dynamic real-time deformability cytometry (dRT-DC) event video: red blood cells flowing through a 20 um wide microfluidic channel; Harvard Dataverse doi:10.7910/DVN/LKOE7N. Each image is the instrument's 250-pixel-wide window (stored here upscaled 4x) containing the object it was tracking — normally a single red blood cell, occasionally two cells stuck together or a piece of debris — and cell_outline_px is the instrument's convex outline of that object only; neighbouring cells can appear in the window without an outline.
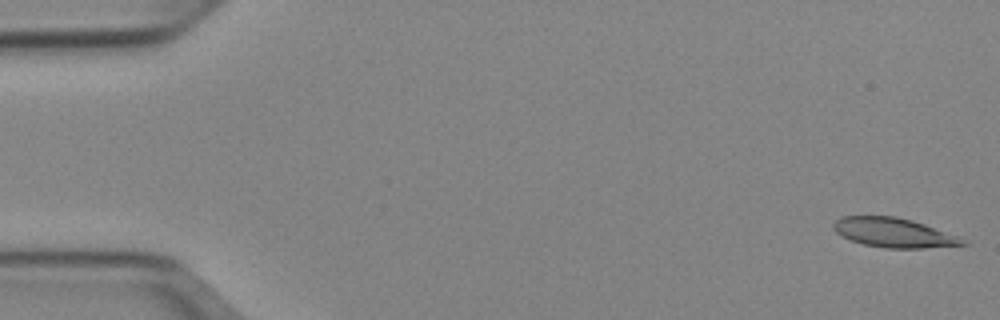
{"species": "Egyptian fruit bat (a non-hibernating species)", "species_latin": "Rousettus aegyptiacus", "temperature_condition": "cold", "stored_images_in_passage": 51, "camera_frame_rate_fps": 3000, "um_per_image_px": 0.085, "animal": {"sex": "female"}, "frame": {"image": 1, "passage_image": 1, "time_ms": 0.0, "image_size_px": [1000, 320], "cell_outline_px": [[968, 244], [924, 248], [884, 248], [864, 244], [852, 240], [836, 232], [832, 228], [832, 224], [840, 216], [896, 216], [912, 220], [924, 224], [968, 240]], "centroid_in_image_um": [75.96, 19.77], "position_along_channel_um": 9.0, "area_um2": 22.02}}
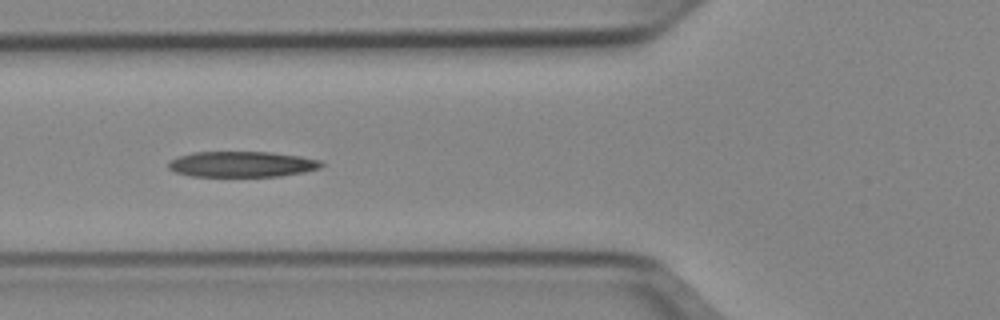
{"frame": {"image": 2, "passage_image": 19, "time_ms": 6.0, "image_size_px": [1000, 320], "cell_outline_px": [[324, 164], [320, 168], [304, 172], [280, 176], [192, 176], [176, 172], [168, 168], [168, 164], [172, 160], [180, 156], [192, 152], [272, 152], [300, 156], [320, 160]], "centroid_in_image_um": [20.6, 13.95], "position_along_channel_um": 105.2, "area_um2": 22.77}}
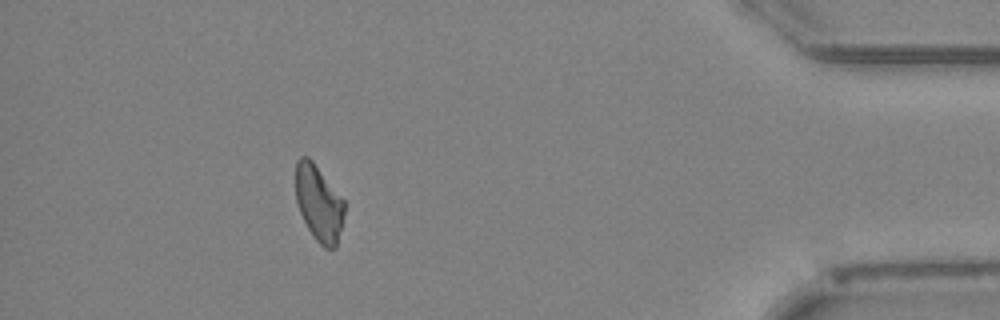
{"frame": {"image": 3, "passage_image": 46, "time_ms": 15.0, "image_size_px": [1000, 320], "cell_outline_px": [[344, 216], [336, 248], [324, 248], [316, 240], [308, 228], [300, 212], [296, 200], [296, 160], [300, 156], [308, 156], [312, 160], [344, 200]], "centroid_in_image_um": [27.1, 17.26], "position_along_channel_um": 408.1, "area_um2": 21.44}, "authors_computed_cell_mechanics": {"area_um2": 23.0622, "velocity_mm_per_s": 3.9395, "shape_relaxation_time_tau1_ms": 4.6292, "shape_relaxation_time_tau2_ms": 5.9196, "deformation_change_tau1": 0.1564, "deformation_change_tau2": 0.1694}}